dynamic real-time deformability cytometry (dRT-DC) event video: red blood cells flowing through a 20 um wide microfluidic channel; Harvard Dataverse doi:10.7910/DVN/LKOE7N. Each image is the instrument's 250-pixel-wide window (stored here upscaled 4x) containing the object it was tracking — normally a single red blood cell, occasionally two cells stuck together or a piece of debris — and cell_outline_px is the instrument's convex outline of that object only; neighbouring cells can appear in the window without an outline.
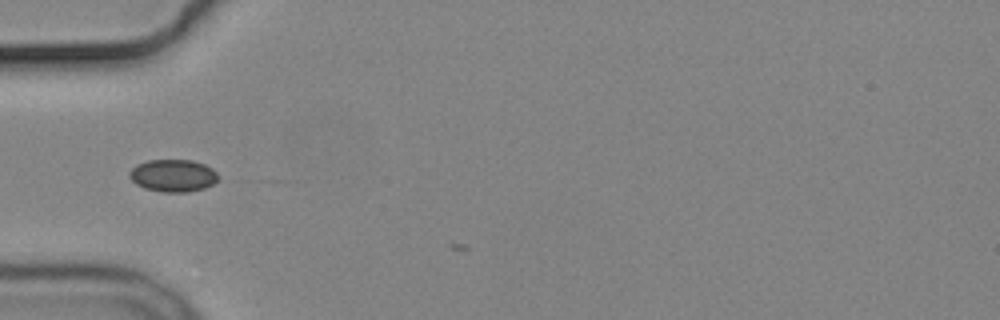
{"species": "common noctule bat (a hibernating species)", "species_latin": "Nyctalus noctula", "temperature_condition": "cold", "stored_images_in_passage": 2, "camera_frame_rate_fps": 3000, "um_per_image_px": 0.085, "animal": {"sex": "male", "body_mass_g": 19.2, "forearm_length_mm": 51.8}, "frame": {"image": 1, "passage_image": 1, "time_ms": 0.0, "image_size_px": [1000, 320], "cell_outline_px": [[216, 180], [212, 184], [204, 188], [184, 192], [160, 192], [144, 188], [136, 184], [128, 176], [128, 172], [136, 164], [148, 160], [192, 160], [204, 164], [212, 168], [216, 172]], "centroid_in_image_um": [14.66, 14.92], "position_along_channel_um": 70.3, "area_um2": 16.7}}